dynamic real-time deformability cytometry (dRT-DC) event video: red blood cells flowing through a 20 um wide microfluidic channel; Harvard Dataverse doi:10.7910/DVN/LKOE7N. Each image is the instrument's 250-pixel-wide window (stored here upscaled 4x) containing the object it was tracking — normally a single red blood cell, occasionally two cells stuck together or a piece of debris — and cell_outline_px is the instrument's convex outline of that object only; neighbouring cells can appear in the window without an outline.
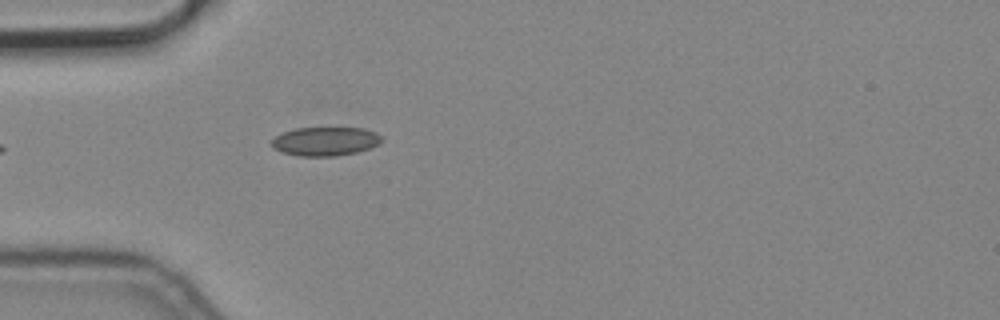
{"species": "common noctule bat (a hibernating species)", "species_latin": "Nyctalus noctula", "temperature_condition": "cold", "stored_images_in_passage": 4, "camera_frame_rate_fps": 3000, "um_per_image_px": 0.085, "animal": {"sex": "male", "body_mass_g": 19.2, "forearm_length_mm": 51.8}, "frame": {"image": 1, "passage_image": 4, "time_ms": 1.0, "image_size_px": [1000, 320], "cell_outline_px": [[380, 140], [376, 144], [368, 148], [356, 152], [336, 156], [300, 156], [280, 152], [272, 148], [268, 144], [276, 136], [284, 132], [296, 128], [364, 128], [376, 132], [380, 136]], "centroid_in_image_um": [27.57, 12.02], "position_along_channel_um": 57.4, "area_um2": 18.38}}